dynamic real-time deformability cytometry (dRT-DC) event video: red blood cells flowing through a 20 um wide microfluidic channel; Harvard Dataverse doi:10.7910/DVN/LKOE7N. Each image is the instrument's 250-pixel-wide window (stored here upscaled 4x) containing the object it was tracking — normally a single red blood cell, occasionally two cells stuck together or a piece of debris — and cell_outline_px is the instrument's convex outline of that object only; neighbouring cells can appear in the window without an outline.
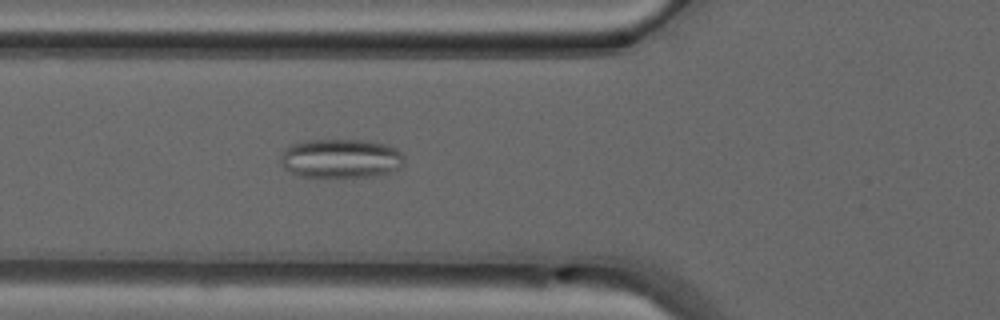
{"species": "common noctule bat (a hibernating species)", "species_latin": "Nyctalus noctula", "temperature_condition": "warm", "stored_images_in_passage": 35, "camera_frame_rate_fps": 3000, "um_per_image_px": 0.085, "animal": {"sex": "male", "forearm_length_mm": 52.5}, "frame": {"image": 1, "passage_image": 4, "time_ms": 1.0, "image_size_px": [1000, 320], "cell_outline_px": [[404, 164], [400, 168], [392, 172], [380, 176], [332, 180], [296, 176], [288, 172], [284, 168], [280, 160], [280, 156], [284, 148], [292, 144], [308, 140], [364, 140], [388, 144], [396, 148], [404, 156]], "centroid_in_image_um": [28.97, 13.53], "position_along_channel_um": 96.8, "area_um2": 29.71}}
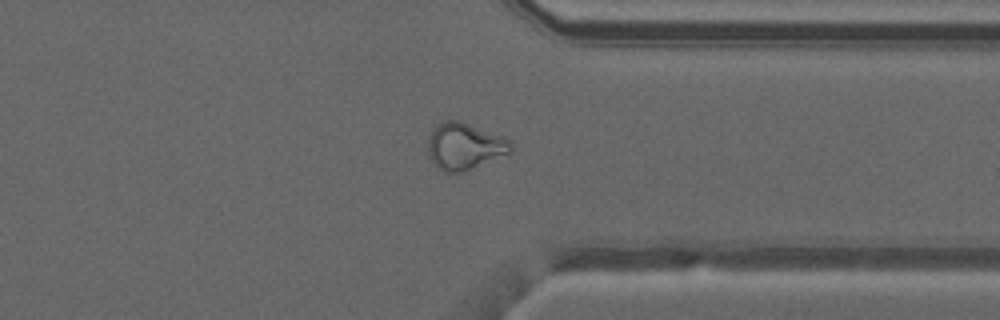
{"frame": {"image": 2, "passage_image": 24, "time_ms": 7.667, "image_size_px": [1000, 320], "cell_outline_px": [[512, 152], [464, 172], [444, 172], [436, 168], [428, 156], [428, 136], [436, 124], [444, 120], [460, 120], [512, 140]], "centroid_in_image_um": [39.47, 12.43], "position_along_channel_um": 371.9, "area_um2": 22.95}}
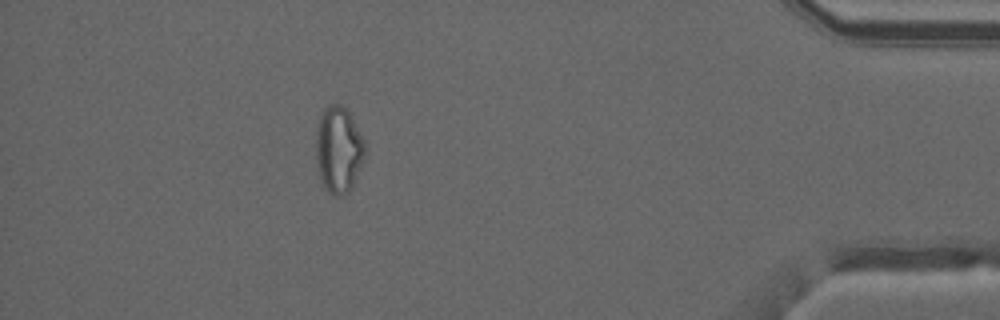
{"frame": {"image": 3, "passage_image": 30, "time_ms": 9.667, "image_size_px": [1000, 320], "cell_outline_px": [[364, 156], [360, 168], [352, 188], [340, 196], [336, 196], [328, 192], [324, 188], [316, 164], [316, 128], [320, 112], [328, 104], [340, 104], [348, 112], [364, 140]], "centroid_in_image_um": [28.74, 12.71], "position_along_channel_um": 406.5, "area_um2": 24.62}, "authors_computed_cell_mechanics": {"area_um2": 22.7154, "velocity_mm_per_s": 4.1469, "shape_relaxation_time_tau1_ms": null, "shape_relaxation_time_tau2_ms": 2.1726, "deformation_change_tau1": null, "deformation_change_tau2": 0.0804}}